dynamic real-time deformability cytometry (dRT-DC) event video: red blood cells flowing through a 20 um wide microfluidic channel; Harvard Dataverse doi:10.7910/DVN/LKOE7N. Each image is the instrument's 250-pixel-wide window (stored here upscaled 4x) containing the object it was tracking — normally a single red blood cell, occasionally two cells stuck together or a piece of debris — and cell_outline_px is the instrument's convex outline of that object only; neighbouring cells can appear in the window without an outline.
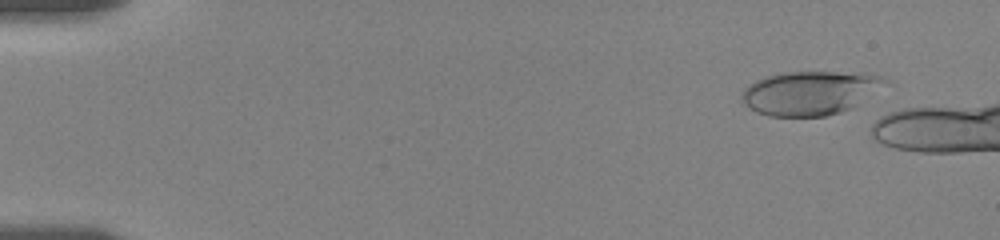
{"species": "human", "species_latin": "Homo sapiens", "temperature_condition": "room temperature", "stored_images_in_passage": 7, "camera_frame_rate_fps": 3000, "um_per_image_px": 0.085, "donor": {"sex": "female"}, "frame": {"image": 1, "passage_image": 3, "time_ms": 1.0, "image_size_px": [1000, 240], "cell_outline_px": [[888, 80], [856, 108], [824, 116], [768, 116], [756, 112], [748, 108], [740, 100], [740, 96], [744, 88], [748, 84], [764, 76], [784, 72], [864, 72], [880, 76]], "centroid_in_image_um": [68.82, 7.9], "position_along_channel_um": 16.2, "area_um2": 37.05}}